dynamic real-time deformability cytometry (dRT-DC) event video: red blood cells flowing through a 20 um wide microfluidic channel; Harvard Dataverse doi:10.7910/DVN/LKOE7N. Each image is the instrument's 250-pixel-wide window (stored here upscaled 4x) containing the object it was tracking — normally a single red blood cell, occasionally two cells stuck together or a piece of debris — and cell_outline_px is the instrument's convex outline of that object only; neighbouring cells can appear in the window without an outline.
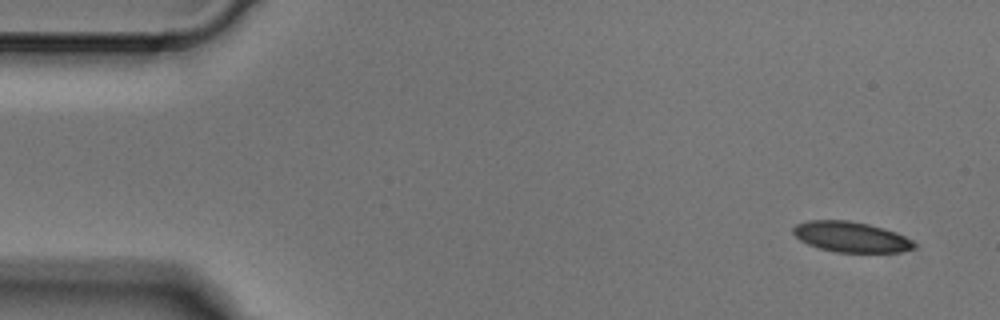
{"species": "Egyptian fruit bat (a non-hibernating species)", "species_latin": "Rousettus aegyptiacus", "temperature_condition": "cold", "stored_images_in_passage": 4, "camera_frame_rate_fps": 3000, "um_per_image_px": 0.085, "animal": {"sex": "male"}, "frame": {"image": 1, "passage_image": 1, "time_ms": 0.0, "image_size_px": [1000, 320], "cell_outline_px": [[916, 248], [904, 252], [836, 252], [820, 248], [808, 244], [800, 240], [792, 232], [792, 228], [796, 224], [808, 220], [848, 220], [868, 224], [884, 228], [896, 232], [912, 240], [916, 244]], "centroid_in_image_um": [72.35, 20.13], "position_along_channel_um": 12.7, "area_um2": 21.56}}
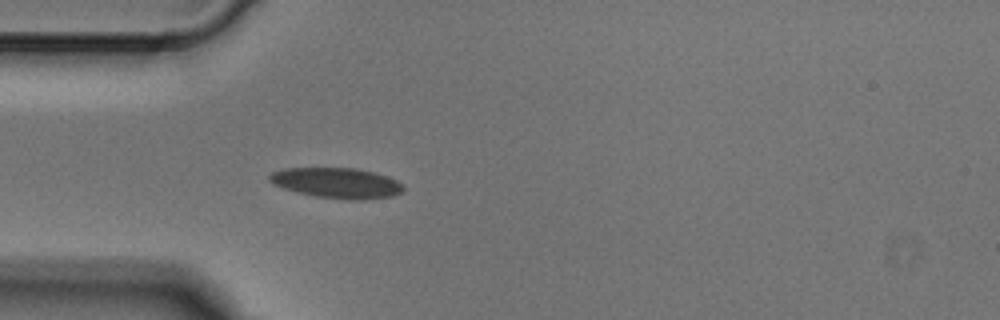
{"frame": {"image": 2, "passage_image": 4, "time_ms": 1.0, "image_size_px": [1000, 320], "cell_outline_px": [[404, 192], [392, 196], [360, 200], [348, 200], [316, 196], [296, 192], [272, 184], [268, 180], [268, 176], [272, 172], [284, 168], [356, 168], [388, 176], [404, 184]], "centroid_in_image_um": [28.64, 15.55], "position_along_channel_um": 56.4, "area_um2": 23.87}}